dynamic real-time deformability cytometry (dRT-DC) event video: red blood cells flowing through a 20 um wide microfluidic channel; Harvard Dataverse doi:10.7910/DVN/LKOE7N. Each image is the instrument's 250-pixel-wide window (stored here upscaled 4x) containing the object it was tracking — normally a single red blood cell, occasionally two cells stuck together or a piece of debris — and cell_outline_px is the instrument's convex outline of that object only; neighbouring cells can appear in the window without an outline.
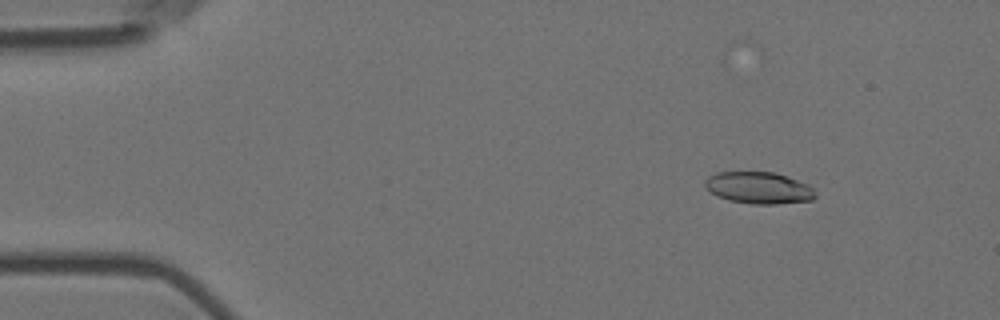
{"species": "Egyptian fruit bat (a non-hibernating species)", "species_latin": "Rousettus aegyptiacus", "temperature_condition": "room temperature", "stored_images_in_passage": 58, "camera_frame_rate_fps": 3000, "um_per_image_px": 0.085, "animal": {"sex": "female"}, "frame": {"image": 1, "passage_image": 7, "time_ms": 2.0, "image_size_px": [1000, 320], "cell_outline_px": [[816, 196], [812, 200], [776, 204], [752, 204], [728, 200], [716, 196], [704, 184], [704, 180], [708, 176], [716, 172], [772, 172], [808, 184], [816, 192]], "centroid_in_image_um": [64.48, 15.97], "position_along_channel_um": 20.5, "area_um2": 20.35}}
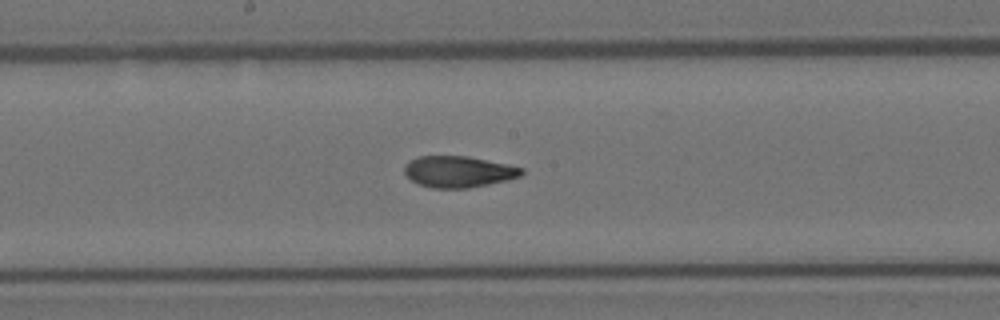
{"frame": {"image": 2, "passage_image": 30, "time_ms": 9.667, "image_size_px": [1000, 320], "cell_outline_px": [[524, 172], [520, 176], [508, 180], [468, 188], [432, 188], [420, 184], [412, 180], [404, 172], [404, 164], [420, 156], [468, 156], [508, 164], [524, 168]], "centroid_in_image_um": [39.0, 14.59], "position_along_channel_um": 209.2, "area_um2": 21.33}}
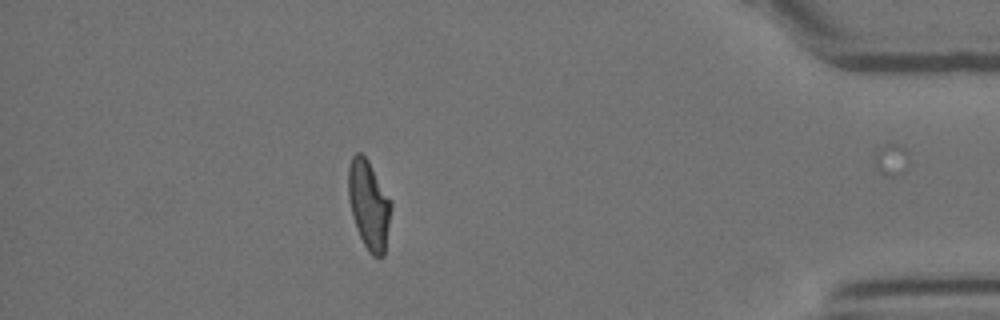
{"frame": {"image": 3, "passage_image": 50, "time_ms": 16.333, "image_size_px": [1000, 320], "cell_outline_px": [[392, 208], [384, 256], [372, 256], [368, 252], [356, 228], [352, 216], [348, 196], [348, 168], [352, 156], [356, 152], [360, 152], [368, 160], [392, 200]], "centroid_in_image_um": [31.36, 17.4], "position_along_channel_um": 403.8, "area_um2": 22.37}, "authors_computed_cell_mechanics": {"area_um2": 21.675, "velocity_mm_per_s": 3.6055, "shape_relaxation_time_tau1_ms": 3.99, "shape_relaxation_time_tau2_ms": 2.2379, "deformation_change_tau1": 0.1947, "deformation_change_tau2": 0.093}}